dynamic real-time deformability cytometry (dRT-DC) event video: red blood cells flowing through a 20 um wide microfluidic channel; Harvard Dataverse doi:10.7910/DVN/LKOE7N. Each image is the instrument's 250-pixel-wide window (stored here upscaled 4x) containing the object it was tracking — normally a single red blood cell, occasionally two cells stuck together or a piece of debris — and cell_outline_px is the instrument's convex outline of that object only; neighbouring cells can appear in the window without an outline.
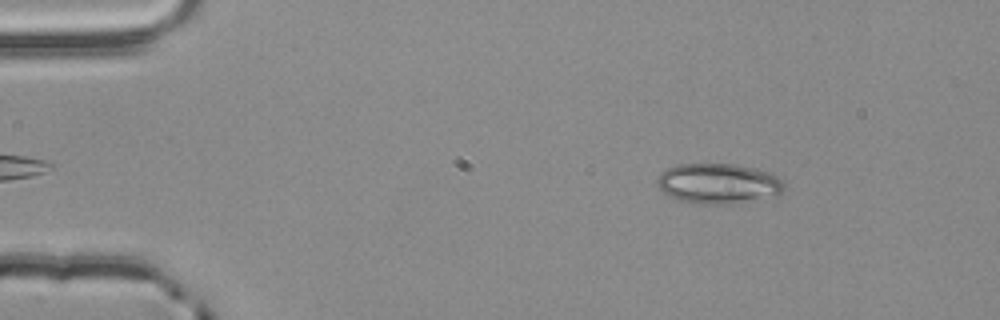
{"species": "common noctule bat (a hibernating species)", "species_latin": "Nyctalus noctula", "temperature_condition": "room temperature", "stored_images_in_passage": 3, "camera_frame_rate_fps": 3000, "um_per_image_px": 0.085, "animal": {"sex": "male", "body_mass_g": 20.4}, "frame": {"image": 1, "passage_image": 1, "time_ms": 0.0, "image_size_px": [1000, 320], "cell_outline_px": [[784, 188], [776, 196], [728, 204], [700, 204], [680, 200], [668, 196], [656, 184], [656, 180], [660, 172], [676, 164], [736, 164], [768, 172], [776, 176], [784, 184]], "centroid_in_image_um": [61.01, 15.6], "position_along_channel_um": 24.0, "area_um2": 29.65}}